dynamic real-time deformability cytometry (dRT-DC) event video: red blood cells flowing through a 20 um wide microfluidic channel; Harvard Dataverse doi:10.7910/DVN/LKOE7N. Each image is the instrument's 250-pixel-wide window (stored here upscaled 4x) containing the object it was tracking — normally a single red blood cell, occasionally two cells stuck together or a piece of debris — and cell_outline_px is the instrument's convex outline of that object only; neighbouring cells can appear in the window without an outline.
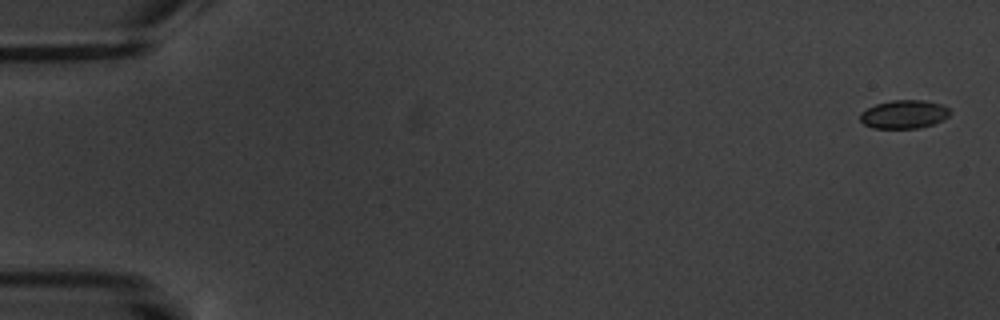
{"species": "common noctule bat (a hibernating species)", "species_latin": "Nyctalus noctula", "temperature_condition": "warm", "stored_images_in_passage": 6, "camera_frame_rate_fps": 3000, "um_per_image_px": 0.085, "animal": {"sex": "male", "body_mass_g": 20.1, "forearm_length_mm": 53.5}, "frame": {"image": 1, "passage_image": 1, "time_ms": 0.0, "image_size_px": [1000, 320], "cell_outline_px": [[952, 112], [948, 116], [932, 124], [920, 128], [872, 128], [864, 124], [860, 120], [860, 112], [876, 104], [892, 100], [924, 100], [940, 104], [948, 108]], "centroid_in_image_um": [76.82, 9.71], "position_along_channel_um": 8.2, "area_um2": 14.8}}
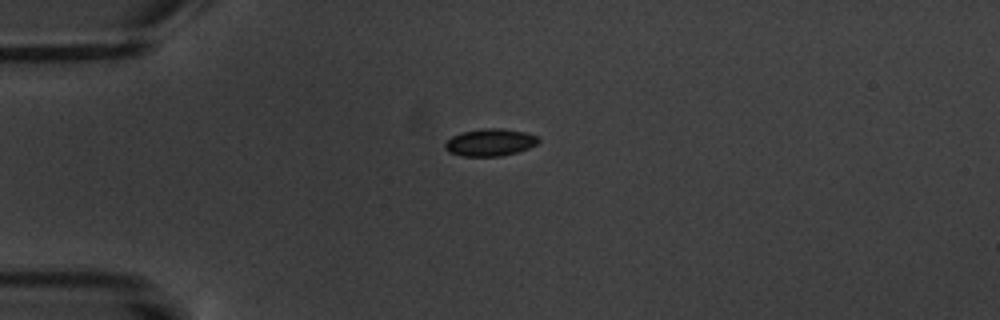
{"frame": {"image": 2, "passage_image": 5, "time_ms": 4.667, "image_size_px": [1000, 320], "cell_outline_px": [[540, 140], [536, 144], [528, 148], [516, 152], [500, 156], [460, 156], [448, 152], [444, 148], [444, 144], [452, 136], [464, 132], [484, 128], [500, 128], [524, 132], [536, 136]], "centroid_in_image_um": [41.62, 12.11], "position_along_channel_um": 43.4, "area_um2": 14.68}}